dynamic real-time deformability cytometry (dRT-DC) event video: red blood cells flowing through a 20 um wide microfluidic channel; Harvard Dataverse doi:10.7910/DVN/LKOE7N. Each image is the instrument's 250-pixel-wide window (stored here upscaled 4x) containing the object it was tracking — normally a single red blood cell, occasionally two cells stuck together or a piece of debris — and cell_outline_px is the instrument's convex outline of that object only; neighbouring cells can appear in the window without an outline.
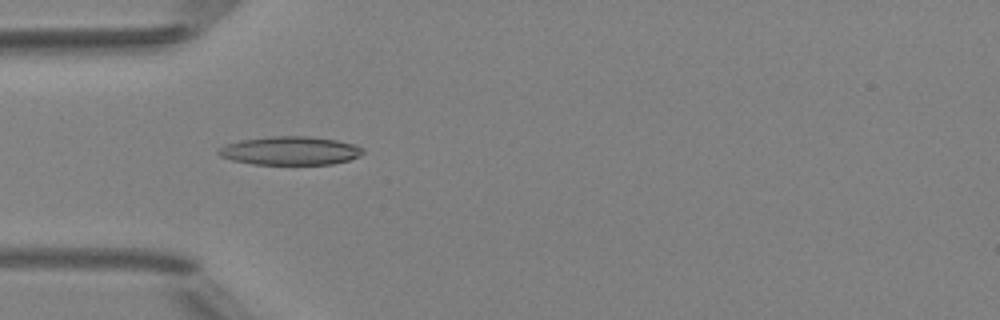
{"species": "Egyptian fruit bat (a non-hibernating species)", "species_latin": "Rousettus aegyptiacus", "temperature_condition": "room temperature", "stored_images_in_passage": 7, "camera_frame_rate_fps": 3000, "um_per_image_px": 0.085, "animal": {"sex": "female"}, "frame": {"image": 1, "passage_image": 5, "time_ms": 4.333, "image_size_px": [1000, 320], "cell_outline_px": [[364, 152], [360, 156], [348, 160], [332, 164], [252, 164], [232, 160], [220, 156], [216, 152], [220, 148], [228, 144], [240, 140], [272, 136], [308, 136], [336, 140], [356, 144], [364, 148]], "centroid_in_image_um": [24.7, 12.81], "position_along_channel_um": 60.3, "area_um2": 23.99}}
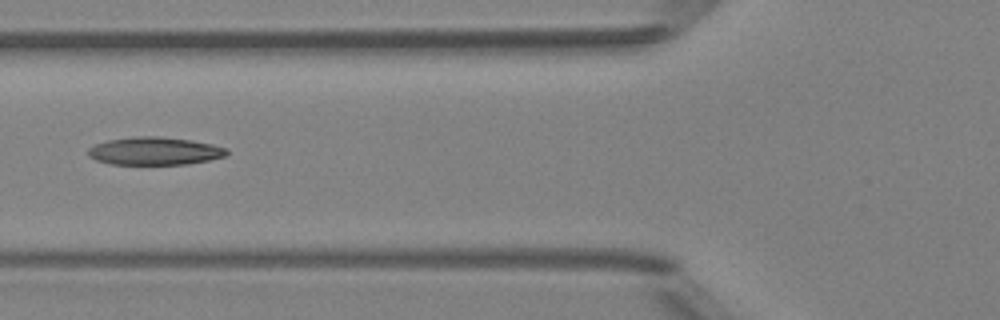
{"frame": {"image": 2, "passage_image": 6, "time_ms": 5.667, "image_size_px": [1000, 320], "cell_outline_px": [[228, 152], [224, 156], [208, 160], [188, 164], [108, 164], [96, 160], [88, 156], [88, 148], [96, 144], [108, 140], [132, 136], [160, 136], [188, 140], [212, 144], [228, 148]], "centroid_in_image_um": [13.11, 12.83], "position_along_channel_um": 112.7, "area_um2": 22.48}}
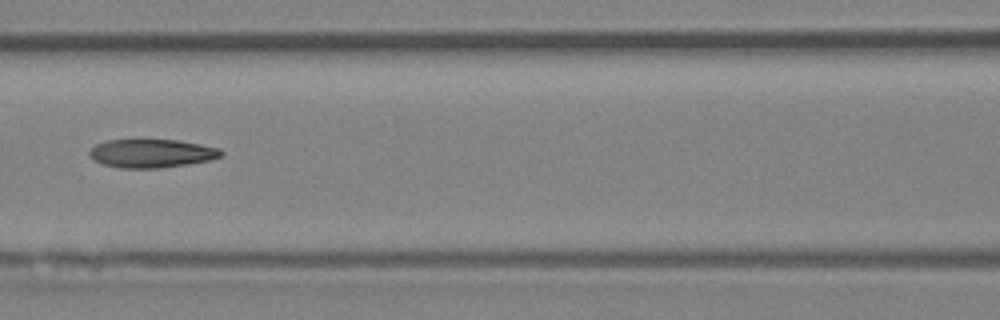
{"frame": {"image": 3, "passage_image": 7, "time_ms": 6.667, "image_size_px": [1000, 320], "cell_outline_px": [[224, 152], [220, 156], [208, 160], [188, 164], [160, 168], [120, 168], [104, 164], [92, 160], [88, 156], [88, 152], [96, 144], [104, 140], [176, 140], [200, 144], [220, 148]], "centroid_in_image_um": [12.85, 13.04], "position_along_channel_um": 153.8, "area_um2": 21.85}}